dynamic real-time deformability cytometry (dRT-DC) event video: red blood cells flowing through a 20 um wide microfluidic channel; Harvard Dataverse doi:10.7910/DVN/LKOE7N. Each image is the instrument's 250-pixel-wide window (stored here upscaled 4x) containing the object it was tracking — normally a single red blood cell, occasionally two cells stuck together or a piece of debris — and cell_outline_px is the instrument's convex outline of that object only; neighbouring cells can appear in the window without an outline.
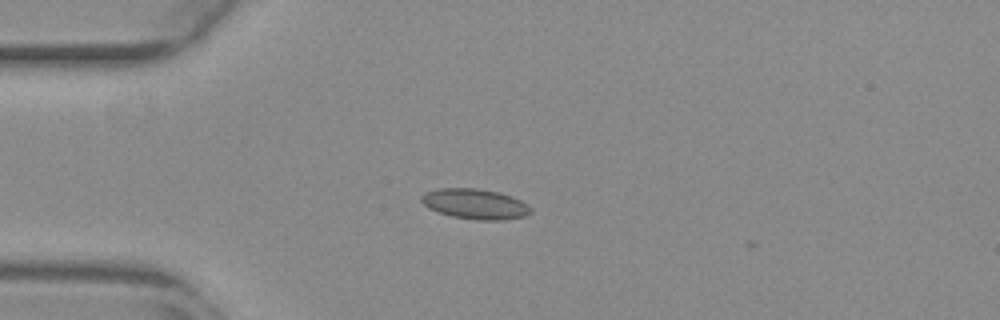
{"species": "common noctule bat (a hibernating species)", "species_latin": "Nyctalus noctula", "temperature_condition": "warm", "stored_images_in_passage": 2, "camera_frame_rate_fps": 3000, "um_per_image_px": 0.085, "animal": {"sex": "female", "body_mass_g": 29.2, "forearm_length_mm": 56.3}, "frame": {"image": 1, "passage_image": 1, "time_ms": 0.0, "image_size_px": [1000, 320], "cell_outline_px": [[532, 212], [528, 216], [500, 220], [476, 220], [452, 216], [428, 208], [420, 200], [420, 196], [424, 192], [440, 188], [476, 188], [500, 192], [512, 196], [528, 204], [532, 208]], "centroid_in_image_um": [40.41, 17.33], "position_along_channel_um": 44.6, "area_um2": 19.48}}